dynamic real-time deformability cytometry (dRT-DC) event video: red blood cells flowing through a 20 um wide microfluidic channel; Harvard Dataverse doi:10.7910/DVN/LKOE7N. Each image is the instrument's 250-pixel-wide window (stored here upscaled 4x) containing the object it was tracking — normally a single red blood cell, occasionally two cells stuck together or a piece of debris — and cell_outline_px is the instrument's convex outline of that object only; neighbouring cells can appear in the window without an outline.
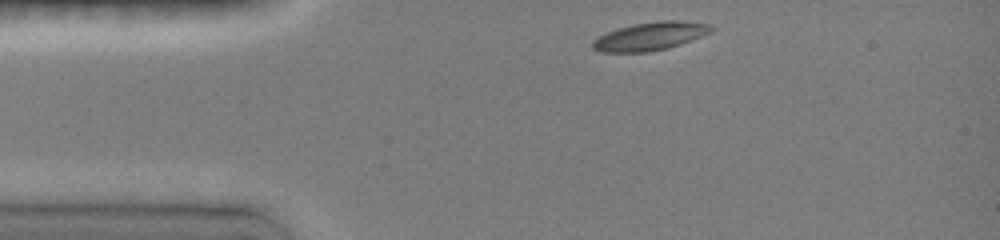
{"species": "common noctule bat (a hibernating species)", "species_latin": "Nyctalus noctula", "temperature_condition": "room temperature", "stored_images_in_passage": 5, "camera_frame_rate_fps": 3000, "um_per_image_px": 0.085, "animal": {"sex": "female", "body_mass_g": 19.0, "forearm_length_mm": 51.5}, "frame": {"image": 1, "passage_image": 1, "time_ms": 0.0, "image_size_px": [1000, 240], "cell_outline_px": [[716, 28], [712, 32], [664, 48], [644, 52], [604, 52], [592, 48], [592, 40], [608, 32], [632, 24], [660, 20], [676, 20], [708, 24]], "centroid_in_image_um": [55.25, 3.06], "position_along_channel_um": 29.8, "area_um2": 18.96}}